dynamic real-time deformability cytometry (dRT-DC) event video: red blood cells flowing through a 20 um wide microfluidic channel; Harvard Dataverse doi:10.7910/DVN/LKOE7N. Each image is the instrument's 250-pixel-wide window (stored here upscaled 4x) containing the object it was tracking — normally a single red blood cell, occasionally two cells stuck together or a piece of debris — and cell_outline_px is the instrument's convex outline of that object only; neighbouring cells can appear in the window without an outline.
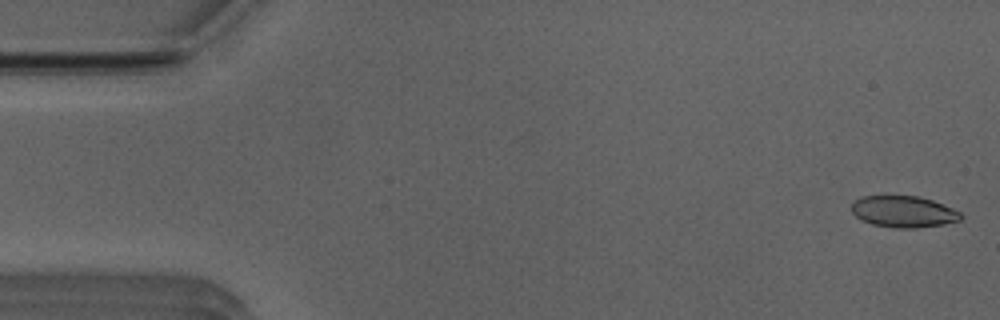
{"species": "Egyptian fruit bat (a non-hibernating species)", "species_latin": "Rousettus aegyptiacus", "temperature_condition": "room temperature", "stored_images_in_passage": 13, "camera_frame_rate_fps": 3000, "um_per_image_px": 0.085, "animal": {"sex": "male"}, "frame": {"image": 1, "passage_image": 1, "time_ms": 0.0, "image_size_px": [1000, 320], "cell_outline_px": [[964, 216], [960, 220], [944, 224], [916, 228], [892, 228], [872, 224], [860, 220], [852, 212], [852, 204], [860, 196], [916, 196], [932, 200], [952, 208], [960, 212]], "centroid_in_image_um": [76.79, 18.0], "position_along_channel_um": 8.2, "area_um2": 20.06}}
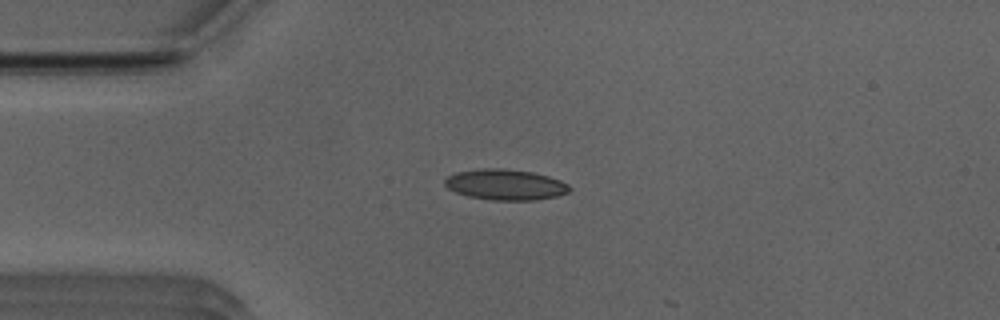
{"frame": {"image": 2, "passage_image": 12, "time_ms": 3.667, "image_size_px": [1000, 320], "cell_outline_px": [[572, 188], [568, 192], [556, 196], [536, 200], [492, 200], [468, 196], [456, 192], [448, 188], [444, 184], [444, 180], [448, 176], [456, 172], [480, 168], [504, 168], [532, 172], [548, 176], [560, 180], [568, 184]], "centroid_in_image_um": [42.95, 15.69], "position_along_channel_um": 42.0, "area_um2": 22.37}}